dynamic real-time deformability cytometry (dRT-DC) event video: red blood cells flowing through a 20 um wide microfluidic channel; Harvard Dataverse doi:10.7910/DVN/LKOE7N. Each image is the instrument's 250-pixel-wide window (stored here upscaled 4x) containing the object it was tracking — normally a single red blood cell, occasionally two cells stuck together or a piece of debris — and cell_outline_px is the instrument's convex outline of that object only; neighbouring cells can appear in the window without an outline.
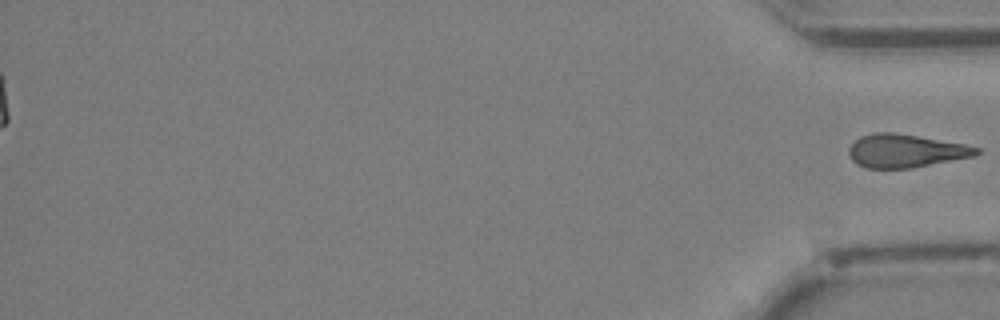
{"species": "Egyptian fruit bat (a non-hibernating species)", "species_latin": "Rousettus aegyptiacus", "temperature_condition": "cold", "stored_images_in_passage": 41, "segment_of_instrument_passage": [2, 2], "camera_frame_rate_fps": 3000, "um_per_image_px": 0.085, "animal": {"sex": "female"}, "frame": {"image": 1, "passage_image": 41, "time_ms": 13.333, "image_size_px": [1000, 320], "cell_outline_px": [[980, 152], [972, 156], [912, 168], [864, 168], [856, 164], [852, 160], [848, 152], [848, 148], [860, 136], [876, 132], [892, 132], [964, 144], [980, 148]], "centroid_in_image_um": [76.92, 12.83], "position_along_channel_um": 358.3, "area_um2": 24.45}}